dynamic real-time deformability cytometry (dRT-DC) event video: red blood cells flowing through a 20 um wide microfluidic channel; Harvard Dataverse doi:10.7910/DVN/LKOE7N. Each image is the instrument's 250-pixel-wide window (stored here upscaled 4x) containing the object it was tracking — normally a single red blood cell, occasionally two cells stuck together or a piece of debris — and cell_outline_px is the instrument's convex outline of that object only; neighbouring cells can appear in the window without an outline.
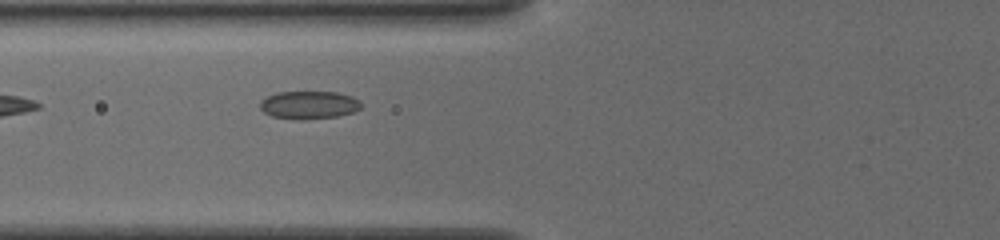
{"species": "common noctule bat (a hibernating species)", "species_latin": "Nyctalus noctula", "temperature_condition": "cold", "stored_images_in_passage": 13, "camera_frame_rate_fps": 3000, "um_per_image_px": 0.085, "animal": {"sex": "female", "body_mass_g": 19.5, "forearm_length_mm": 54.1}, "frame": {"image": 1, "passage_image": 3, "time_ms": 0.667, "image_size_px": [1000, 240], "cell_outline_px": [[360, 108], [352, 112], [336, 116], [304, 120], [272, 116], [264, 112], [260, 108], [260, 100], [276, 92], [336, 92], [352, 96], [360, 100]], "centroid_in_image_um": [26.24, 8.91], "position_along_channel_um": 99.6, "area_um2": 16.36}}
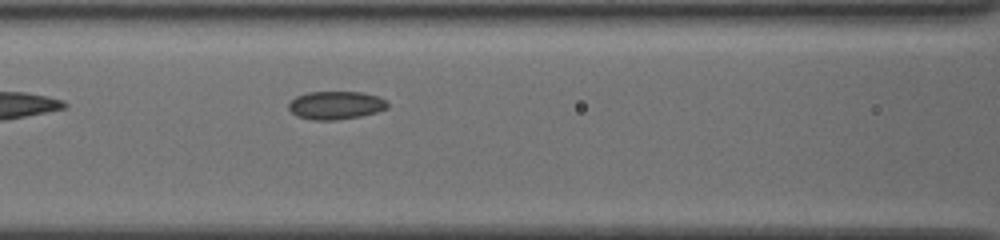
{"frame": {"image": 2, "passage_image": 6, "time_ms": 1.667, "image_size_px": [1000, 240], "cell_outline_px": [[388, 108], [376, 112], [360, 116], [336, 120], [312, 120], [296, 116], [288, 108], [288, 104], [296, 96], [308, 92], [360, 92], [380, 96], [388, 100]], "centroid_in_image_um": [28.56, 8.94], "position_along_channel_um": 138.0, "area_um2": 16.36}}
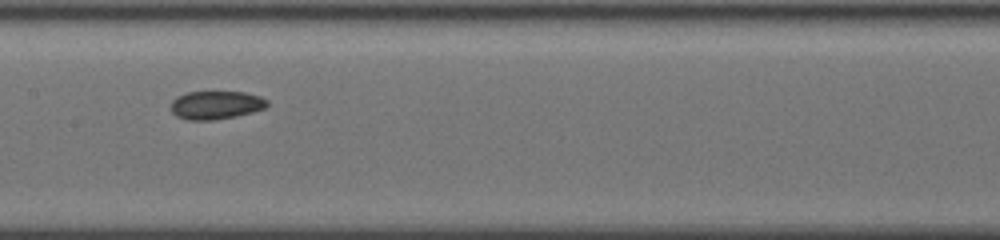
{"frame": {"image": 3, "passage_image": 10, "time_ms": 3.0, "image_size_px": [1000, 240], "cell_outline_px": [[268, 104], [264, 108], [252, 112], [236, 116], [212, 120], [188, 120], [176, 116], [172, 112], [172, 100], [176, 96], [188, 92], [244, 92], [260, 96], [268, 100]], "centroid_in_image_um": [18.35, 8.93], "position_along_channel_um": 189.1, "area_um2": 15.84}}